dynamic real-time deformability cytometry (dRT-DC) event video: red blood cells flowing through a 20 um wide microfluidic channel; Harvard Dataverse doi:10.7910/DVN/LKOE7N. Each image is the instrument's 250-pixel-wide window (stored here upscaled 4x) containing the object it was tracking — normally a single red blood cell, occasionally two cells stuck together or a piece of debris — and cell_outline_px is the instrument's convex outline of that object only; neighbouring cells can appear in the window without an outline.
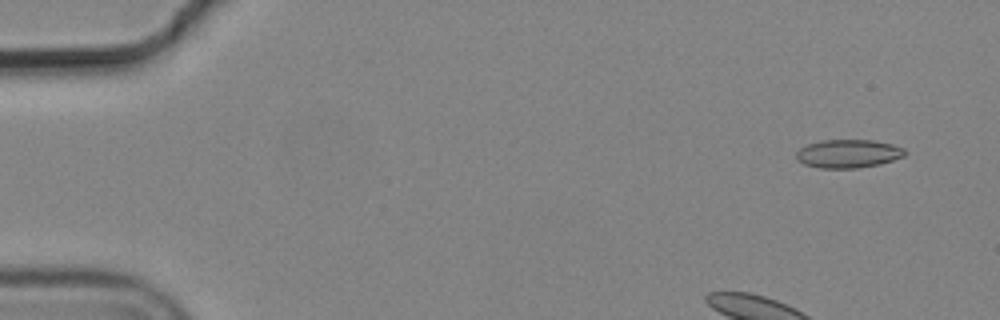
{"species": "common noctule bat (a hibernating species)", "species_latin": "Nyctalus noctula", "temperature_condition": "cold", "stored_images_in_passage": 6, "camera_frame_rate_fps": 3000, "um_per_image_px": 0.085, "animal": {"sex": "male", "body_mass_g": 19.2, "forearm_length_mm": 51.8}, "frame": {"image": 1, "passage_image": 2, "time_ms": 0.333, "image_size_px": [1000, 320], "cell_outline_px": [[908, 152], [904, 156], [880, 164], [856, 168], [820, 168], [804, 164], [796, 160], [796, 152], [800, 148], [808, 144], [824, 140], [872, 140], [892, 144], [904, 148]], "centroid_in_image_um": [72.1, 13.06], "position_along_channel_um": 12.9, "area_um2": 17.98}}
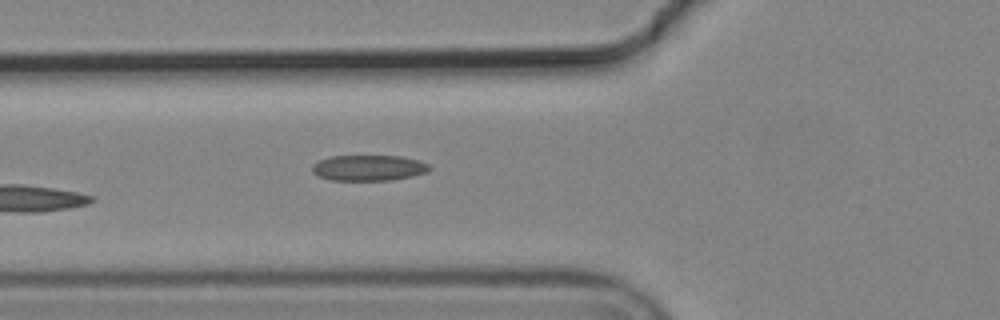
{"frame": {"image": 2, "passage_image": 6, "time_ms": 1.667, "image_size_px": [1000, 320], "cell_outline_px": [[432, 168], [428, 172], [412, 176], [392, 180], [332, 180], [316, 176], [312, 172], [312, 164], [320, 160], [332, 156], [400, 156], [420, 160], [428, 164]], "centroid_in_image_um": [31.34, 14.27], "position_along_channel_um": 94.5, "area_um2": 17.69}}